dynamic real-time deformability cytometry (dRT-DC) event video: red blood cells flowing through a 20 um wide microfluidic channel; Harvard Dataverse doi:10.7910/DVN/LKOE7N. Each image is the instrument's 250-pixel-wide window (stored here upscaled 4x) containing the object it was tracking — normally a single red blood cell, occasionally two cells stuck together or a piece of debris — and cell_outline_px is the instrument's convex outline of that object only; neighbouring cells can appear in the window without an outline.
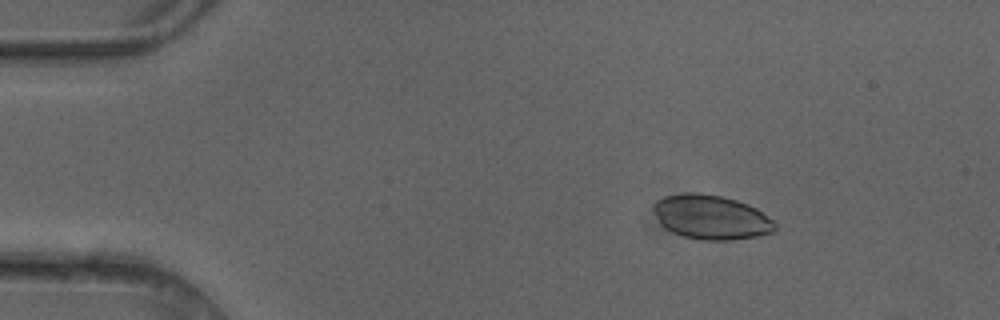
{"species": "common noctule bat (a hibernating species)", "species_latin": "Nyctalus noctula", "temperature_condition": "cold", "stored_images_in_passage": 4, "camera_frame_rate_fps": 3000, "um_per_image_px": 0.085, "animal": {"sex": "female"}, "frame": {"image": 1, "passage_image": 3, "time_ms": 0.667, "image_size_px": [1000, 320], "cell_outline_px": [[776, 228], [772, 232], [756, 236], [732, 240], [704, 240], [684, 236], [672, 232], [660, 220], [652, 208], [652, 204], [656, 200], [664, 196], [688, 192], [696, 192], [720, 196], [736, 200], [748, 204], [756, 208], [772, 220], [776, 224]], "centroid_in_image_um": [60.45, 18.45], "position_along_channel_um": 24.5, "area_um2": 31.04}}